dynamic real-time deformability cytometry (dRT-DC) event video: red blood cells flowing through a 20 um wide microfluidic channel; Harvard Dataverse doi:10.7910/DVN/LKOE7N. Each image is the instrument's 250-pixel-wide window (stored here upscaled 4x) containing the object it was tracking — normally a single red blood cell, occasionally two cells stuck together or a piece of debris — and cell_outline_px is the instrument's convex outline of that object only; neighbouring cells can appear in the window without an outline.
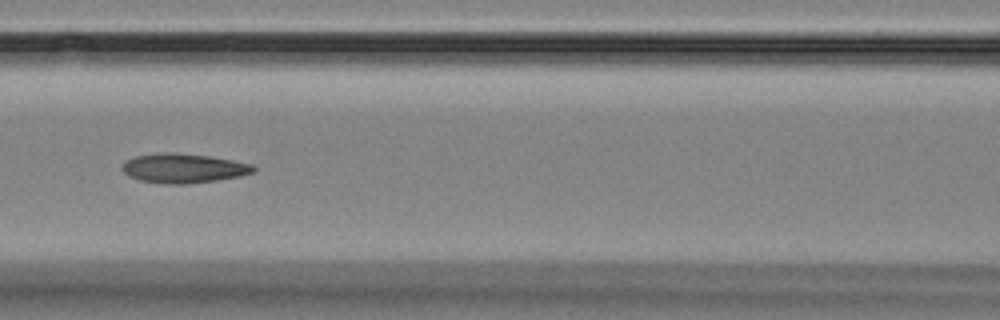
{"species": "Egyptian fruit bat (a non-hibernating species)", "species_latin": "Rousettus aegyptiacus", "temperature_condition": "room temperature", "stored_images_in_passage": 5, "camera_frame_rate_fps": 3000, "um_per_image_px": 0.085, "animal": {"sex": "female"}, "frame": {"image": 1, "passage_image": 5, "time_ms": 5.333, "image_size_px": [1000, 320], "cell_outline_px": [[256, 172], [240, 176], [216, 180], [184, 184], [168, 184], [140, 180], [128, 176], [120, 168], [124, 160], [136, 156], [164, 152], [172, 152], [208, 156], [232, 160], [252, 164], [256, 168]], "centroid_in_image_um": [15.58, 14.3], "position_along_channel_um": 151.0, "area_um2": 22.48}}